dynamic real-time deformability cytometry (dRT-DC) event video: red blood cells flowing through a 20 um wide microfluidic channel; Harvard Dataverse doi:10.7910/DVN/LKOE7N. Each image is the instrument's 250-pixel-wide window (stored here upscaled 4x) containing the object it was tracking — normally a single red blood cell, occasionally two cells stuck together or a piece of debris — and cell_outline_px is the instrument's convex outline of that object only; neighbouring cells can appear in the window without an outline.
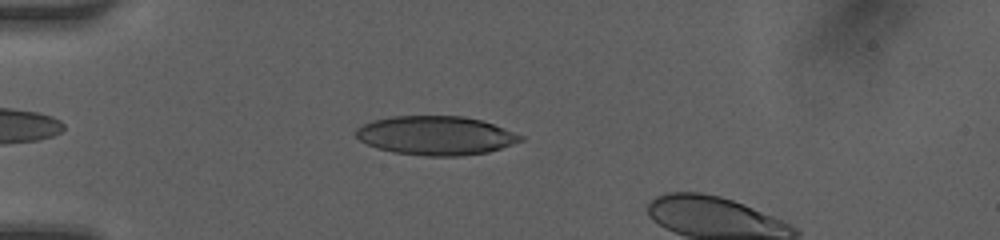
{"species": "human", "species_latin": "Homo sapiens", "temperature_condition": "room temperature", "stored_images_in_passage": 37, "camera_frame_rate_fps": 3000, "um_per_image_px": 0.085, "donor": {"sex": "female"}, "frame": {"image": 1, "passage_image": 6, "time_ms": 1.667, "image_size_px": [1000, 240], "cell_outline_px": [[524, 140], [488, 152], [460, 156], [428, 156], [392, 152], [376, 148], [360, 140], [356, 136], [356, 128], [372, 120], [392, 116], [464, 116], [480, 120], [504, 128], [524, 136]], "centroid_in_image_um": [37.03, 11.52], "position_along_channel_um": 48.0, "area_um2": 37.28}}
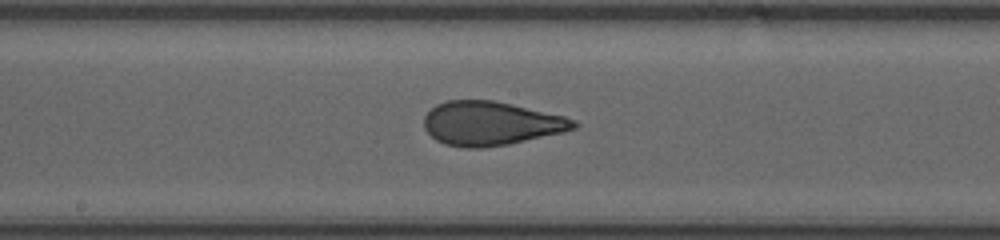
{"frame": {"image": 2, "passage_image": 19, "time_ms": 6.0, "image_size_px": [1000, 240], "cell_outline_px": [[580, 124], [576, 128], [564, 132], [508, 144], [480, 148], [468, 148], [444, 144], [436, 140], [424, 128], [424, 116], [436, 104], [448, 100], [492, 100], [512, 104], [564, 116], [576, 120]], "centroid_in_image_um": [41.73, 10.49], "position_along_channel_um": 206.5, "area_um2": 38.26}}
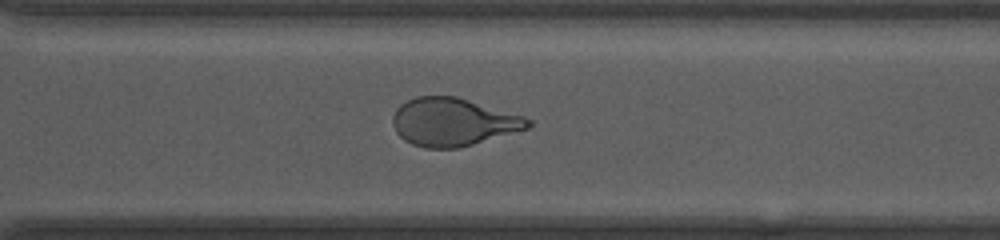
{"frame": {"image": 3, "passage_image": 28, "time_ms": 9.0, "image_size_px": [1000, 240], "cell_outline_px": [[532, 124], [528, 128], [460, 148], [424, 148], [412, 144], [404, 140], [396, 132], [392, 124], [392, 116], [396, 108], [400, 104], [416, 96], [456, 96], [524, 116], [532, 120]], "centroid_in_image_um": [38.49, 10.37], "position_along_channel_um": 332.1, "area_um2": 37.86}, "authors_computed_cell_mechanics": {"area_um2": 37.859, "velocity_mm_per_s": 4.2193, "shape_relaxation_time_tau1_ms": 4.7112, "shape_relaxation_time_tau2_ms": 0.9619, "deformation_change_tau1": 0.1982, "deformation_change_tau2": 0.0874}}